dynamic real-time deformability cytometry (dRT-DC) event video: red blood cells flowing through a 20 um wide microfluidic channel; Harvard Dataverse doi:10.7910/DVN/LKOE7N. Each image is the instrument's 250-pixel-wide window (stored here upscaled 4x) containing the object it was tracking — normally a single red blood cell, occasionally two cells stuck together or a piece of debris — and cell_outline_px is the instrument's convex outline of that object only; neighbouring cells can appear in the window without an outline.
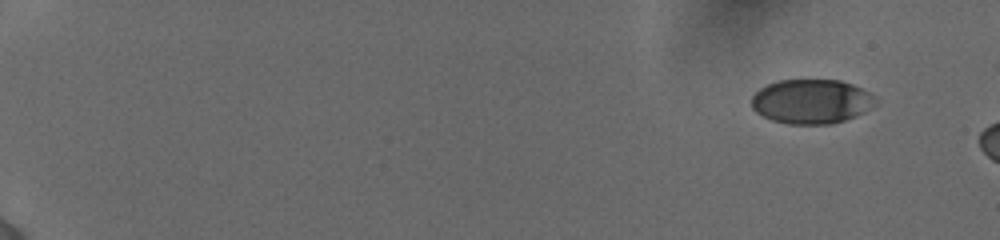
{"species": "human", "species_latin": "Homo sapiens", "temperature_condition": "cold", "stored_images_in_passage": 17, "camera_frame_rate_fps": 3000, "um_per_image_px": 0.085, "donor": {"sex": "female"}, "frame": {"image": 1, "passage_image": 1, "time_ms": 0.0, "image_size_px": [1000, 240], "cell_outline_px": [[876, 104], [864, 112], [844, 120], [832, 124], [788, 124], [772, 120], [756, 112], [752, 108], [752, 96], [760, 88], [776, 80], [840, 80], [852, 84], [868, 92], [876, 100]], "centroid_in_image_um": [68.95, 8.62], "position_along_channel_um": 16.1, "area_um2": 31.96}}